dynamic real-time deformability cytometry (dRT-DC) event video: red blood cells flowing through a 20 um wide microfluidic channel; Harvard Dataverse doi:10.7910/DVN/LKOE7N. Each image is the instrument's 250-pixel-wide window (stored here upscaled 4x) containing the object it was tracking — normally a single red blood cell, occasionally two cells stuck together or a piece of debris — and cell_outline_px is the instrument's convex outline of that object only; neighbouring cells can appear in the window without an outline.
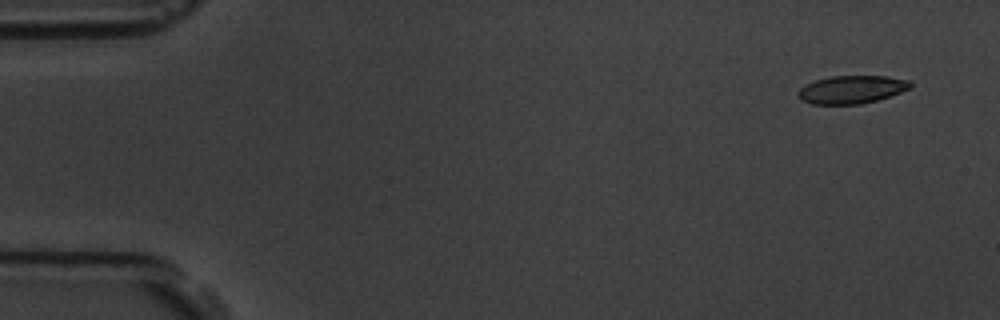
{"species": "common noctule bat (a hibernating species)", "species_latin": "Nyctalus noctula", "temperature_condition": "room temperature", "stored_images_in_passage": 5, "camera_frame_rate_fps": 3000, "um_per_image_px": 0.085, "animal": {"sex": "male", "body_mass_g": 19.5, "forearm_length_mm": 54.6}, "frame": {"image": 1, "passage_image": 1, "time_ms": 0.0, "image_size_px": [1000, 320], "cell_outline_px": [[912, 88], [876, 100], [860, 104], [812, 104], [800, 100], [796, 92], [804, 84], [816, 80], [832, 76], [888, 76], [908, 80], [912, 84]], "centroid_in_image_um": [72.36, 7.61], "position_along_channel_um": 12.6, "area_um2": 18.32}}
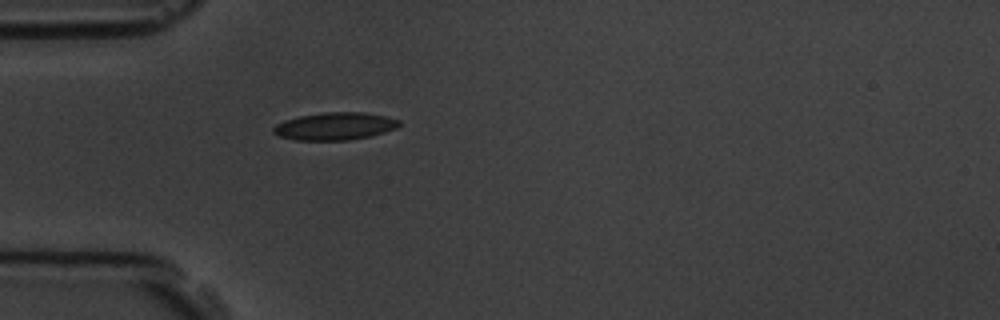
{"frame": {"image": 2, "passage_image": 5, "time_ms": 4.333, "image_size_px": [1000, 320], "cell_outline_px": [[400, 124], [396, 128], [372, 136], [348, 140], [296, 140], [280, 136], [272, 132], [272, 128], [276, 124], [284, 120], [300, 116], [324, 112], [364, 112], [384, 116], [400, 120]], "centroid_in_image_um": [28.46, 10.73], "position_along_channel_um": 56.5, "area_um2": 20.17}}